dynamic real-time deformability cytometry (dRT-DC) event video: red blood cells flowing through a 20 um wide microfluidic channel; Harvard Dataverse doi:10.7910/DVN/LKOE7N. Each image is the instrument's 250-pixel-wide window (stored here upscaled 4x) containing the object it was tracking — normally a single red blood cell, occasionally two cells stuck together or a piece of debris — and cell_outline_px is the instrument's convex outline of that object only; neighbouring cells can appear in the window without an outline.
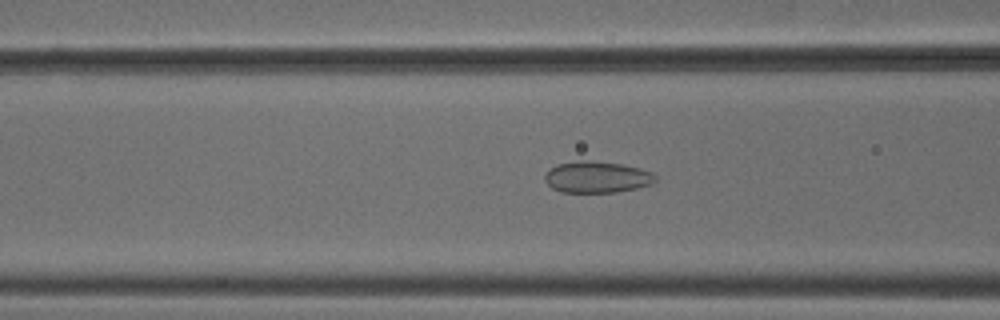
{"species": "common noctule bat (a hibernating species)", "species_latin": "Nyctalus noctula", "temperature_condition": "cold", "stored_images_in_passage": 35, "camera_frame_rate_fps": 3000, "um_per_image_px": 0.085, "animal": {"sex": "male", "body_mass_g": 18.8}, "frame": {"image": 1, "passage_image": 10, "time_ms": 3.0, "image_size_px": [1000, 320], "cell_outline_px": [[656, 180], [652, 184], [636, 188], [616, 192], [560, 192], [552, 188], [544, 180], [544, 176], [556, 164], [584, 160], [588, 160], [620, 164], [640, 168], [652, 172], [656, 176]], "centroid_in_image_um": [50.74, 15.06], "position_along_channel_um": 115.9, "area_um2": 20.17}}
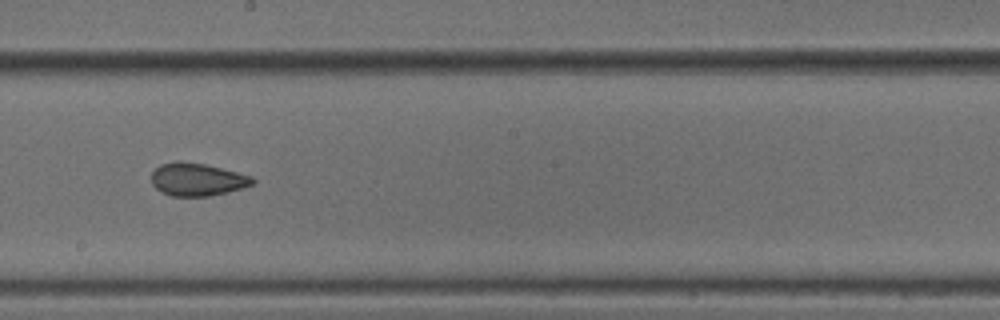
{"frame": {"image": 2, "passage_image": 19, "time_ms": 6.0, "image_size_px": [1000, 320], "cell_outline_px": [[256, 180], [252, 184], [228, 192], [208, 196], [172, 196], [156, 188], [152, 184], [152, 172], [160, 164], [204, 164], [252, 176]], "centroid_in_image_um": [16.79, 15.29], "position_along_channel_um": 231.4, "area_um2": 18.5}}
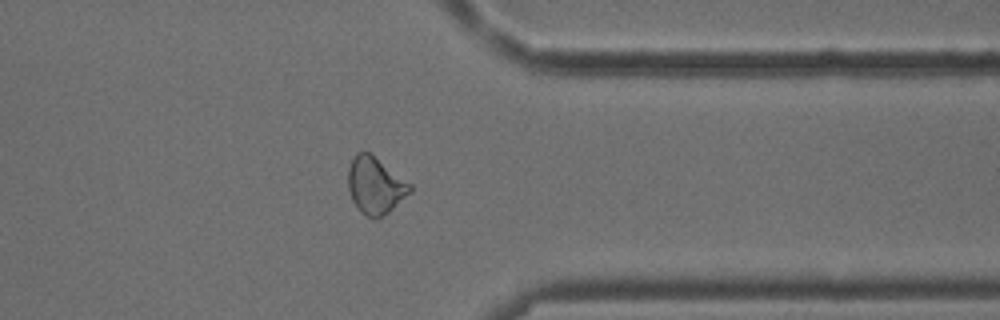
{"frame": {"image": 3, "passage_image": 31, "time_ms": 10.0, "image_size_px": [1000, 320], "cell_outline_px": [[412, 192], [388, 212], [376, 220], [368, 216], [352, 200], [348, 188], [348, 168], [356, 152], [368, 152], [412, 184]], "centroid_in_image_um": [31.91, 15.76], "position_along_channel_um": 379.5, "area_um2": 20.17}, "authors_computed_cell_mechanics": {"area_um2": 19.5942, "velocity_mm_per_s": 3.8412, "shape_relaxation_time_tau1_ms": null, "shape_relaxation_time_tau2_ms": 1.8258, "deformation_change_tau1": null, "deformation_change_tau2": 0.0699}}